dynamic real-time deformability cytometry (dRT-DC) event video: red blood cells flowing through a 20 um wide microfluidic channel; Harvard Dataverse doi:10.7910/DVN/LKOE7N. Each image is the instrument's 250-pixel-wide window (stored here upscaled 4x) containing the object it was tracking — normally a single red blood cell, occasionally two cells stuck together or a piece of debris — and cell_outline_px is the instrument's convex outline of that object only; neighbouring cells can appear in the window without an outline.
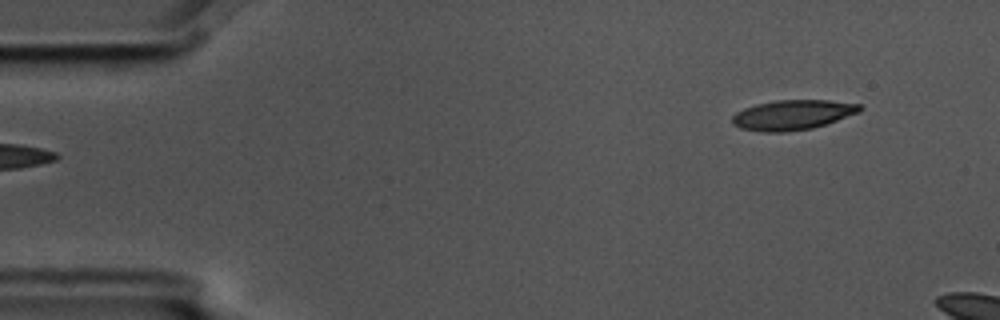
{"species": "common noctule bat (a hibernating species)", "species_latin": "Nyctalus noctula", "temperature_condition": "cold", "stored_images_in_passage": 5, "segment_of_instrument_passage": [2, 2], "camera_frame_rate_fps": 3000, "um_per_image_px": 0.085, "animal": {"sex": "male", "body_mass_g": 17.5, "forearm_length_mm": 52.3}, "frame": {"image": 1, "passage_image": 5, "time_ms": 1.333, "image_size_px": [1000, 320], "cell_outline_px": [[864, 108], [860, 112], [812, 128], [784, 132], [760, 132], [740, 128], [732, 124], [732, 116], [736, 112], [744, 108], [756, 104], [776, 100], [828, 100], [860, 104]], "centroid_in_image_um": [67.35, 9.76], "position_along_channel_um": 17.7, "area_um2": 22.25}}